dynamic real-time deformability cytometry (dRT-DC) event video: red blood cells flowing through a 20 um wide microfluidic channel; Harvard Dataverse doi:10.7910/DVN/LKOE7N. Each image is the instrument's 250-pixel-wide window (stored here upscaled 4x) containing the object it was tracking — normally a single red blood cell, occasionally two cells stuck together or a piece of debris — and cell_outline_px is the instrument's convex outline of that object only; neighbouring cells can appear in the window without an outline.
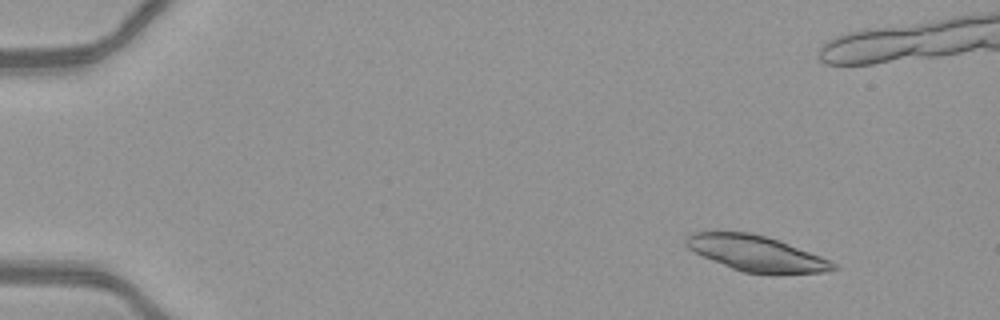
{"species": "common noctule bat (a hibernating species)", "species_latin": "Nyctalus noctula", "temperature_condition": "warm", "stored_images_in_passage": 46, "camera_frame_rate_fps": 3000, "um_per_image_px": 0.085, "animal": {"sex": "female", "body_mass_g": 21.9}, "frame": {"image": 1, "passage_image": 1, "time_ms": 0.0, "image_size_px": [1000, 320], "cell_outline_px": [[840, 268], [824, 272], [776, 276], [744, 272], [732, 268], [704, 256], [688, 248], [684, 244], [684, 240], [692, 232], [748, 232], [780, 240], [820, 256], [836, 264]], "centroid_in_image_um": [64.34, 21.57], "position_along_channel_um": 20.7, "area_um2": 30.75}, "authors_computed_cell_mechanics": {"area_um2": 19.2474, "velocity_mm_per_s": 4.1262, "shape_relaxation_time_tau1_ms": 4.5943, "shape_relaxation_time_tau2_ms": 2.4598, "deformation_change_tau1": 0.1488, "deformation_change_tau2": 0.0859}}